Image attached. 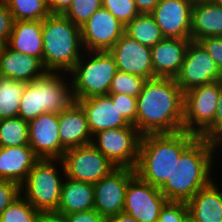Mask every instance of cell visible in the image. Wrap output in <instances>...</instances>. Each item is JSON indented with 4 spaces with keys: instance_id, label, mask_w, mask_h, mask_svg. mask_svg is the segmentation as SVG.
I'll use <instances>...</instances> for the list:
<instances>
[{
    "instance_id": "cell-29",
    "label": "cell",
    "mask_w": 222,
    "mask_h": 222,
    "mask_svg": "<svg viewBox=\"0 0 222 222\" xmlns=\"http://www.w3.org/2000/svg\"><path fill=\"white\" fill-rule=\"evenodd\" d=\"M14 21L44 20L51 13L48 0H4Z\"/></svg>"
},
{
    "instance_id": "cell-25",
    "label": "cell",
    "mask_w": 222,
    "mask_h": 222,
    "mask_svg": "<svg viewBox=\"0 0 222 222\" xmlns=\"http://www.w3.org/2000/svg\"><path fill=\"white\" fill-rule=\"evenodd\" d=\"M222 37V2L208 1L192 6L191 41Z\"/></svg>"
},
{
    "instance_id": "cell-46",
    "label": "cell",
    "mask_w": 222,
    "mask_h": 222,
    "mask_svg": "<svg viewBox=\"0 0 222 222\" xmlns=\"http://www.w3.org/2000/svg\"><path fill=\"white\" fill-rule=\"evenodd\" d=\"M107 222H138L135 218L131 215L121 212L119 214L110 216L107 218Z\"/></svg>"
},
{
    "instance_id": "cell-9",
    "label": "cell",
    "mask_w": 222,
    "mask_h": 222,
    "mask_svg": "<svg viewBox=\"0 0 222 222\" xmlns=\"http://www.w3.org/2000/svg\"><path fill=\"white\" fill-rule=\"evenodd\" d=\"M61 160L65 177L93 185L116 168L92 144L66 150Z\"/></svg>"
},
{
    "instance_id": "cell-13",
    "label": "cell",
    "mask_w": 222,
    "mask_h": 222,
    "mask_svg": "<svg viewBox=\"0 0 222 222\" xmlns=\"http://www.w3.org/2000/svg\"><path fill=\"white\" fill-rule=\"evenodd\" d=\"M125 33V26L101 7L81 27L84 51H109Z\"/></svg>"
},
{
    "instance_id": "cell-50",
    "label": "cell",
    "mask_w": 222,
    "mask_h": 222,
    "mask_svg": "<svg viewBox=\"0 0 222 222\" xmlns=\"http://www.w3.org/2000/svg\"><path fill=\"white\" fill-rule=\"evenodd\" d=\"M210 1H217V2H222V0H210Z\"/></svg>"
},
{
    "instance_id": "cell-31",
    "label": "cell",
    "mask_w": 222,
    "mask_h": 222,
    "mask_svg": "<svg viewBox=\"0 0 222 222\" xmlns=\"http://www.w3.org/2000/svg\"><path fill=\"white\" fill-rule=\"evenodd\" d=\"M36 210L22 195L17 197L0 215V222H38Z\"/></svg>"
},
{
    "instance_id": "cell-36",
    "label": "cell",
    "mask_w": 222,
    "mask_h": 222,
    "mask_svg": "<svg viewBox=\"0 0 222 222\" xmlns=\"http://www.w3.org/2000/svg\"><path fill=\"white\" fill-rule=\"evenodd\" d=\"M113 103L117 105L123 118L135 127L137 114V98L121 94H108Z\"/></svg>"
},
{
    "instance_id": "cell-27",
    "label": "cell",
    "mask_w": 222,
    "mask_h": 222,
    "mask_svg": "<svg viewBox=\"0 0 222 222\" xmlns=\"http://www.w3.org/2000/svg\"><path fill=\"white\" fill-rule=\"evenodd\" d=\"M125 34L146 47H153L164 39L151 14L140 13L125 26Z\"/></svg>"
},
{
    "instance_id": "cell-38",
    "label": "cell",
    "mask_w": 222,
    "mask_h": 222,
    "mask_svg": "<svg viewBox=\"0 0 222 222\" xmlns=\"http://www.w3.org/2000/svg\"><path fill=\"white\" fill-rule=\"evenodd\" d=\"M20 195L18 183L0 179V215Z\"/></svg>"
},
{
    "instance_id": "cell-1",
    "label": "cell",
    "mask_w": 222,
    "mask_h": 222,
    "mask_svg": "<svg viewBox=\"0 0 222 222\" xmlns=\"http://www.w3.org/2000/svg\"><path fill=\"white\" fill-rule=\"evenodd\" d=\"M184 93L174 78L147 79L137 97L135 127L141 135L183 130Z\"/></svg>"
},
{
    "instance_id": "cell-22",
    "label": "cell",
    "mask_w": 222,
    "mask_h": 222,
    "mask_svg": "<svg viewBox=\"0 0 222 222\" xmlns=\"http://www.w3.org/2000/svg\"><path fill=\"white\" fill-rule=\"evenodd\" d=\"M39 159L29 145L0 146V179L21 185Z\"/></svg>"
},
{
    "instance_id": "cell-10",
    "label": "cell",
    "mask_w": 222,
    "mask_h": 222,
    "mask_svg": "<svg viewBox=\"0 0 222 222\" xmlns=\"http://www.w3.org/2000/svg\"><path fill=\"white\" fill-rule=\"evenodd\" d=\"M175 81L185 93L188 90L222 80V73L205 48L197 41H190Z\"/></svg>"
},
{
    "instance_id": "cell-17",
    "label": "cell",
    "mask_w": 222,
    "mask_h": 222,
    "mask_svg": "<svg viewBox=\"0 0 222 222\" xmlns=\"http://www.w3.org/2000/svg\"><path fill=\"white\" fill-rule=\"evenodd\" d=\"M69 79V73L65 72H46L37 78V90H39L40 111L42 113H61L75 101L72 82Z\"/></svg>"
},
{
    "instance_id": "cell-28",
    "label": "cell",
    "mask_w": 222,
    "mask_h": 222,
    "mask_svg": "<svg viewBox=\"0 0 222 222\" xmlns=\"http://www.w3.org/2000/svg\"><path fill=\"white\" fill-rule=\"evenodd\" d=\"M26 83L0 76V120L17 117Z\"/></svg>"
},
{
    "instance_id": "cell-45",
    "label": "cell",
    "mask_w": 222,
    "mask_h": 222,
    "mask_svg": "<svg viewBox=\"0 0 222 222\" xmlns=\"http://www.w3.org/2000/svg\"><path fill=\"white\" fill-rule=\"evenodd\" d=\"M139 13L150 14L155 6L159 3V0H133Z\"/></svg>"
},
{
    "instance_id": "cell-24",
    "label": "cell",
    "mask_w": 222,
    "mask_h": 222,
    "mask_svg": "<svg viewBox=\"0 0 222 222\" xmlns=\"http://www.w3.org/2000/svg\"><path fill=\"white\" fill-rule=\"evenodd\" d=\"M6 45L12 50L36 57L42 62V20L14 21Z\"/></svg>"
},
{
    "instance_id": "cell-41",
    "label": "cell",
    "mask_w": 222,
    "mask_h": 222,
    "mask_svg": "<svg viewBox=\"0 0 222 222\" xmlns=\"http://www.w3.org/2000/svg\"><path fill=\"white\" fill-rule=\"evenodd\" d=\"M222 129V80L214 122L199 136L211 140Z\"/></svg>"
},
{
    "instance_id": "cell-32",
    "label": "cell",
    "mask_w": 222,
    "mask_h": 222,
    "mask_svg": "<svg viewBox=\"0 0 222 222\" xmlns=\"http://www.w3.org/2000/svg\"><path fill=\"white\" fill-rule=\"evenodd\" d=\"M146 80V78L136 74L117 71L111 81L108 94H121L137 98Z\"/></svg>"
},
{
    "instance_id": "cell-40",
    "label": "cell",
    "mask_w": 222,
    "mask_h": 222,
    "mask_svg": "<svg viewBox=\"0 0 222 222\" xmlns=\"http://www.w3.org/2000/svg\"><path fill=\"white\" fill-rule=\"evenodd\" d=\"M13 17L4 0H0V45L9 40L13 27Z\"/></svg>"
},
{
    "instance_id": "cell-48",
    "label": "cell",
    "mask_w": 222,
    "mask_h": 222,
    "mask_svg": "<svg viewBox=\"0 0 222 222\" xmlns=\"http://www.w3.org/2000/svg\"><path fill=\"white\" fill-rule=\"evenodd\" d=\"M185 1L188 2L191 6H195V5L206 3L210 0H185Z\"/></svg>"
},
{
    "instance_id": "cell-39",
    "label": "cell",
    "mask_w": 222,
    "mask_h": 222,
    "mask_svg": "<svg viewBox=\"0 0 222 222\" xmlns=\"http://www.w3.org/2000/svg\"><path fill=\"white\" fill-rule=\"evenodd\" d=\"M212 57L222 73V37H206L198 41Z\"/></svg>"
},
{
    "instance_id": "cell-30",
    "label": "cell",
    "mask_w": 222,
    "mask_h": 222,
    "mask_svg": "<svg viewBox=\"0 0 222 222\" xmlns=\"http://www.w3.org/2000/svg\"><path fill=\"white\" fill-rule=\"evenodd\" d=\"M29 145L28 121L19 116L0 120V146Z\"/></svg>"
},
{
    "instance_id": "cell-34",
    "label": "cell",
    "mask_w": 222,
    "mask_h": 222,
    "mask_svg": "<svg viewBox=\"0 0 222 222\" xmlns=\"http://www.w3.org/2000/svg\"><path fill=\"white\" fill-rule=\"evenodd\" d=\"M102 7V0H73L63 13L75 25L82 27Z\"/></svg>"
},
{
    "instance_id": "cell-43",
    "label": "cell",
    "mask_w": 222,
    "mask_h": 222,
    "mask_svg": "<svg viewBox=\"0 0 222 222\" xmlns=\"http://www.w3.org/2000/svg\"><path fill=\"white\" fill-rule=\"evenodd\" d=\"M38 222H68L66 214L57 210L40 211Z\"/></svg>"
},
{
    "instance_id": "cell-11",
    "label": "cell",
    "mask_w": 222,
    "mask_h": 222,
    "mask_svg": "<svg viewBox=\"0 0 222 222\" xmlns=\"http://www.w3.org/2000/svg\"><path fill=\"white\" fill-rule=\"evenodd\" d=\"M167 198L159 188L135 175L127 184L124 210L138 222H157Z\"/></svg>"
},
{
    "instance_id": "cell-26",
    "label": "cell",
    "mask_w": 222,
    "mask_h": 222,
    "mask_svg": "<svg viewBox=\"0 0 222 222\" xmlns=\"http://www.w3.org/2000/svg\"><path fill=\"white\" fill-rule=\"evenodd\" d=\"M94 209L93 184L65 177L57 211L64 214Z\"/></svg>"
},
{
    "instance_id": "cell-8",
    "label": "cell",
    "mask_w": 222,
    "mask_h": 222,
    "mask_svg": "<svg viewBox=\"0 0 222 222\" xmlns=\"http://www.w3.org/2000/svg\"><path fill=\"white\" fill-rule=\"evenodd\" d=\"M141 136L134 126L106 129L93 136L92 145L115 167L135 169Z\"/></svg>"
},
{
    "instance_id": "cell-44",
    "label": "cell",
    "mask_w": 222,
    "mask_h": 222,
    "mask_svg": "<svg viewBox=\"0 0 222 222\" xmlns=\"http://www.w3.org/2000/svg\"><path fill=\"white\" fill-rule=\"evenodd\" d=\"M73 0H48V8L51 14H63Z\"/></svg>"
},
{
    "instance_id": "cell-5",
    "label": "cell",
    "mask_w": 222,
    "mask_h": 222,
    "mask_svg": "<svg viewBox=\"0 0 222 222\" xmlns=\"http://www.w3.org/2000/svg\"><path fill=\"white\" fill-rule=\"evenodd\" d=\"M117 72L109 51H84L69 72L74 100L107 95Z\"/></svg>"
},
{
    "instance_id": "cell-21",
    "label": "cell",
    "mask_w": 222,
    "mask_h": 222,
    "mask_svg": "<svg viewBox=\"0 0 222 222\" xmlns=\"http://www.w3.org/2000/svg\"><path fill=\"white\" fill-rule=\"evenodd\" d=\"M46 72L38 58L12 50L6 44L0 45V76L29 83Z\"/></svg>"
},
{
    "instance_id": "cell-37",
    "label": "cell",
    "mask_w": 222,
    "mask_h": 222,
    "mask_svg": "<svg viewBox=\"0 0 222 222\" xmlns=\"http://www.w3.org/2000/svg\"><path fill=\"white\" fill-rule=\"evenodd\" d=\"M187 214L186 202L167 201L160 211L157 222H182Z\"/></svg>"
},
{
    "instance_id": "cell-4",
    "label": "cell",
    "mask_w": 222,
    "mask_h": 222,
    "mask_svg": "<svg viewBox=\"0 0 222 222\" xmlns=\"http://www.w3.org/2000/svg\"><path fill=\"white\" fill-rule=\"evenodd\" d=\"M42 37L45 70L69 73L84 52L81 27L63 14H50L42 20Z\"/></svg>"
},
{
    "instance_id": "cell-2",
    "label": "cell",
    "mask_w": 222,
    "mask_h": 222,
    "mask_svg": "<svg viewBox=\"0 0 222 222\" xmlns=\"http://www.w3.org/2000/svg\"><path fill=\"white\" fill-rule=\"evenodd\" d=\"M210 140L197 137L175 161L172 176L160 188L168 201L187 202L213 180L215 157Z\"/></svg>"
},
{
    "instance_id": "cell-19",
    "label": "cell",
    "mask_w": 222,
    "mask_h": 222,
    "mask_svg": "<svg viewBox=\"0 0 222 222\" xmlns=\"http://www.w3.org/2000/svg\"><path fill=\"white\" fill-rule=\"evenodd\" d=\"M59 137L65 150L92 144L87 116L77 101L59 113Z\"/></svg>"
},
{
    "instance_id": "cell-23",
    "label": "cell",
    "mask_w": 222,
    "mask_h": 222,
    "mask_svg": "<svg viewBox=\"0 0 222 222\" xmlns=\"http://www.w3.org/2000/svg\"><path fill=\"white\" fill-rule=\"evenodd\" d=\"M212 180L188 200V213L196 222H222V189Z\"/></svg>"
},
{
    "instance_id": "cell-33",
    "label": "cell",
    "mask_w": 222,
    "mask_h": 222,
    "mask_svg": "<svg viewBox=\"0 0 222 222\" xmlns=\"http://www.w3.org/2000/svg\"><path fill=\"white\" fill-rule=\"evenodd\" d=\"M41 114L39 90H37V79H35L29 83H26L22 98L20 100L18 116L29 122Z\"/></svg>"
},
{
    "instance_id": "cell-12",
    "label": "cell",
    "mask_w": 222,
    "mask_h": 222,
    "mask_svg": "<svg viewBox=\"0 0 222 222\" xmlns=\"http://www.w3.org/2000/svg\"><path fill=\"white\" fill-rule=\"evenodd\" d=\"M136 175L135 169L116 167L94 187V210L106 218L124 210L126 187Z\"/></svg>"
},
{
    "instance_id": "cell-49",
    "label": "cell",
    "mask_w": 222,
    "mask_h": 222,
    "mask_svg": "<svg viewBox=\"0 0 222 222\" xmlns=\"http://www.w3.org/2000/svg\"><path fill=\"white\" fill-rule=\"evenodd\" d=\"M182 222H196L193 218H192V216L188 213L185 217H184V219L182 220Z\"/></svg>"
},
{
    "instance_id": "cell-35",
    "label": "cell",
    "mask_w": 222,
    "mask_h": 222,
    "mask_svg": "<svg viewBox=\"0 0 222 222\" xmlns=\"http://www.w3.org/2000/svg\"><path fill=\"white\" fill-rule=\"evenodd\" d=\"M102 7L124 26L140 14L133 0H102Z\"/></svg>"
},
{
    "instance_id": "cell-42",
    "label": "cell",
    "mask_w": 222,
    "mask_h": 222,
    "mask_svg": "<svg viewBox=\"0 0 222 222\" xmlns=\"http://www.w3.org/2000/svg\"><path fill=\"white\" fill-rule=\"evenodd\" d=\"M66 218L68 222H107V218L94 209L66 214Z\"/></svg>"
},
{
    "instance_id": "cell-18",
    "label": "cell",
    "mask_w": 222,
    "mask_h": 222,
    "mask_svg": "<svg viewBox=\"0 0 222 222\" xmlns=\"http://www.w3.org/2000/svg\"><path fill=\"white\" fill-rule=\"evenodd\" d=\"M77 102L85 111L92 136L106 129L133 126L119 113L117 105L108 94L92 96Z\"/></svg>"
},
{
    "instance_id": "cell-20",
    "label": "cell",
    "mask_w": 222,
    "mask_h": 222,
    "mask_svg": "<svg viewBox=\"0 0 222 222\" xmlns=\"http://www.w3.org/2000/svg\"><path fill=\"white\" fill-rule=\"evenodd\" d=\"M191 39L164 38L151 47L154 74L157 77H171L179 73Z\"/></svg>"
},
{
    "instance_id": "cell-7",
    "label": "cell",
    "mask_w": 222,
    "mask_h": 222,
    "mask_svg": "<svg viewBox=\"0 0 222 222\" xmlns=\"http://www.w3.org/2000/svg\"><path fill=\"white\" fill-rule=\"evenodd\" d=\"M220 95V81L184 93L183 130L200 136L213 122Z\"/></svg>"
},
{
    "instance_id": "cell-3",
    "label": "cell",
    "mask_w": 222,
    "mask_h": 222,
    "mask_svg": "<svg viewBox=\"0 0 222 222\" xmlns=\"http://www.w3.org/2000/svg\"><path fill=\"white\" fill-rule=\"evenodd\" d=\"M198 136L185 130L175 133L141 136L136 175L143 181L161 188L172 176L175 161Z\"/></svg>"
},
{
    "instance_id": "cell-15",
    "label": "cell",
    "mask_w": 222,
    "mask_h": 222,
    "mask_svg": "<svg viewBox=\"0 0 222 222\" xmlns=\"http://www.w3.org/2000/svg\"><path fill=\"white\" fill-rule=\"evenodd\" d=\"M150 14L164 38L191 39L192 6L185 0H159Z\"/></svg>"
},
{
    "instance_id": "cell-6",
    "label": "cell",
    "mask_w": 222,
    "mask_h": 222,
    "mask_svg": "<svg viewBox=\"0 0 222 222\" xmlns=\"http://www.w3.org/2000/svg\"><path fill=\"white\" fill-rule=\"evenodd\" d=\"M64 179L61 159H39L20 185V192L38 211L57 210Z\"/></svg>"
},
{
    "instance_id": "cell-47",
    "label": "cell",
    "mask_w": 222,
    "mask_h": 222,
    "mask_svg": "<svg viewBox=\"0 0 222 222\" xmlns=\"http://www.w3.org/2000/svg\"><path fill=\"white\" fill-rule=\"evenodd\" d=\"M210 141L214 147L215 154L218 155L222 151V129Z\"/></svg>"
},
{
    "instance_id": "cell-16",
    "label": "cell",
    "mask_w": 222,
    "mask_h": 222,
    "mask_svg": "<svg viewBox=\"0 0 222 222\" xmlns=\"http://www.w3.org/2000/svg\"><path fill=\"white\" fill-rule=\"evenodd\" d=\"M117 71L136 74L146 79L156 78L152 66L151 48L143 46L125 33L109 50Z\"/></svg>"
},
{
    "instance_id": "cell-14",
    "label": "cell",
    "mask_w": 222,
    "mask_h": 222,
    "mask_svg": "<svg viewBox=\"0 0 222 222\" xmlns=\"http://www.w3.org/2000/svg\"><path fill=\"white\" fill-rule=\"evenodd\" d=\"M29 146L40 159H61L59 113L44 112L28 122Z\"/></svg>"
}]
</instances>
